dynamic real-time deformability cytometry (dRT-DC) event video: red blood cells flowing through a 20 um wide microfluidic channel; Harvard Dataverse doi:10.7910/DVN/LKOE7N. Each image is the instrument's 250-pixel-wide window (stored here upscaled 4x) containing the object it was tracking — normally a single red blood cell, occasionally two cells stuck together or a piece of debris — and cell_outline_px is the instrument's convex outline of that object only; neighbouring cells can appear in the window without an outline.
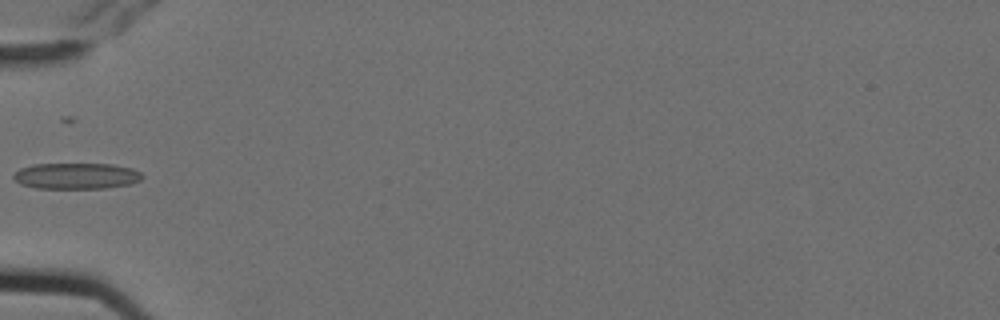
{"species": "Egyptian fruit bat (a non-hibernating species)", "species_latin": "Rousettus aegyptiacus", "temperature_condition": "cold", "stored_images_in_passage": 2, "camera_frame_rate_fps": 3000, "um_per_image_px": 0.085, "animal": {"sex": "female"}, "frame": {"image": 1, "passage_image": 1, "time_ms": 0.0, "image_size_px": [1000, 320], "cell_outline_px": [[144, 176], [140, 180], [132, 184], [104, 188], [36, 188], [20, 184], [12, 176], [20, 168], [32, 164], [112, 164], [132, 168], [140, 172]], "centroid_in_image_um": [6.5, 14.95], "position_along_channel_um": 78.5, "area_um2": 19.59}}
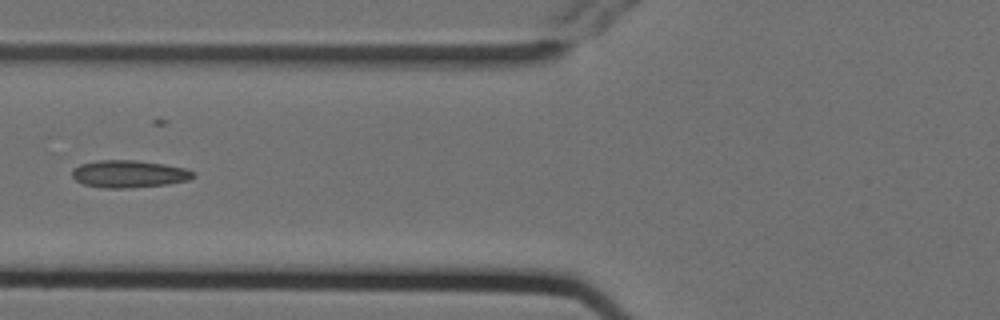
{"frame": {"image": 2, "passage_image": 2, "time_ms": 0.333, "image_size_px": [1000, 320], "cell_outline_px": [[196, 176], [188, 180], [168, 184], [132, 188], [104, 188], [84, 184], [76, 180], [72, 176], [72, 168], [80, 164], [96, 160], [136, 160], [164, 164], [184, 168], [192, 172]], "centroid_in_image_um": [10.94, 14.78], "position_along_channel_um": 114.9, "area_um2": 19.36}}